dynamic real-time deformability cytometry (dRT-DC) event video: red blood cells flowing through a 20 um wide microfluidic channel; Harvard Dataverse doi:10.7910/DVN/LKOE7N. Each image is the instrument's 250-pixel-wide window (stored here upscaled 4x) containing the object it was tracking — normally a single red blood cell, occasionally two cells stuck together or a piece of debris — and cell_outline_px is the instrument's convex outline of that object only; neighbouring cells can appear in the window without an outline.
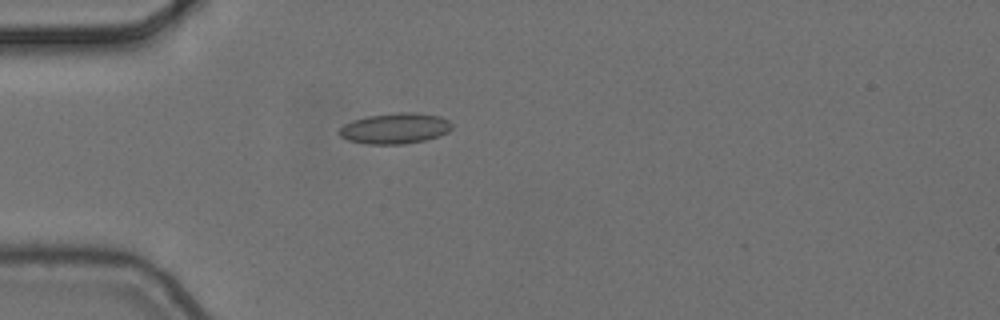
{"species": "common noctule bat (a hibernating species)", "species_latin": "Nyctalus noctula", "temperature_condition": "cold", "stored_images_in_passage": 5, "camera_frame_rate_fps": 3000, "um_per_image_px": 0.085, "animal": {"sex": "female", "body_mass_g": 24.6, "forearm_length_mm": 56.2}, "frame": {"image": 1, "passage_image": 5, "time_ms": 1.333, "image_size_px": [1000, 320], "cell_outline_px": [[452, 128], [448, 132], [440, 136], [424, 140], [404, 144], [368, 144], [348, 140], [340, 136], [336, 132], [344, 124], [352, 120], [368, 116], [400, 112], [412, 112], [440, 116], [448, 120], [452, 124]], "centroid_in_image_um": [33.57, 10.91], "position_along_channel_um": 51.4, "area_um2": 20.23}}